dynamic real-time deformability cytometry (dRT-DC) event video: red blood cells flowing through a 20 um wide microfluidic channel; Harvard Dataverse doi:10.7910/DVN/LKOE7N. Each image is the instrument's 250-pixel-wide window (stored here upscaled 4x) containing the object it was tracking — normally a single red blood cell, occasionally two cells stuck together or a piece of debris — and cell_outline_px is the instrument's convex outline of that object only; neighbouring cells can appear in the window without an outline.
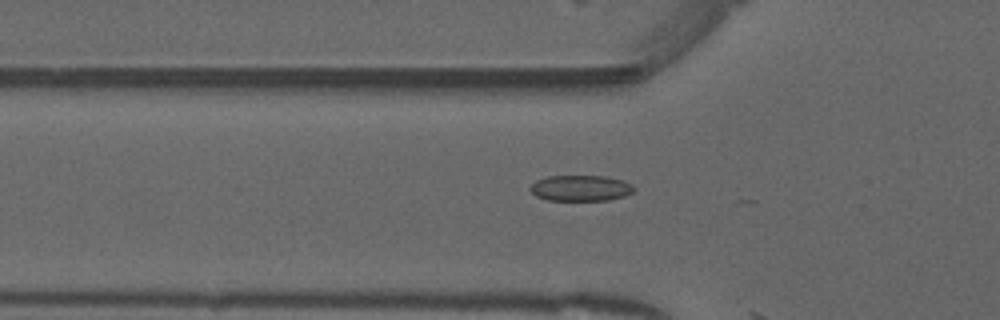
{"species": "common noctule bat (a hibernating species)", "species_latin": "Nyctalus noctula", "temperature_condition": "warm", "stored_images_in_passage": 8, "camera_frame_rate_fps": 3000, "um_per_image_px": 0.085, "animal": {"sex": "male", "forearm_length_mm": 52.5}, "frame": {"image": 1, "passage_image": 7, "time_ms": 2.0, "image_size_px": [1000, 320], "cell_outline_px": [[636, 188], [632, 192], [624, 196], [608, 200], [548, 200], [536, 196], [528, 188], [536, 180], [548, 176], [608, 176], [624, 180], [632, 184]], "centroid_in_image_um": [49.37, 15.98], "position_along_channel_um": 76.4, "area_um2": 15.72}}